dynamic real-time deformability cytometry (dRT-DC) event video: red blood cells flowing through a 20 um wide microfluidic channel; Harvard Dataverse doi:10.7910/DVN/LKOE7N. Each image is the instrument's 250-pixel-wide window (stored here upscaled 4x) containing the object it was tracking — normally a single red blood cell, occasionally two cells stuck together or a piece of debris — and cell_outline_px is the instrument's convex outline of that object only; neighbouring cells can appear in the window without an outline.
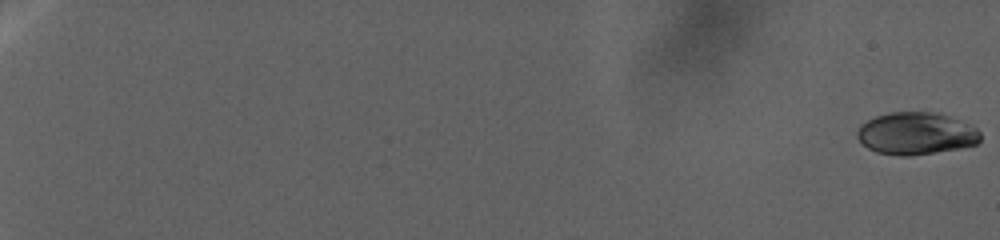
{"species": "human", "species_latin": "Homo sapiens", "temperature_condition": "warm", "stored_images_in_passage": 110, "camera_frame_rate_fps": 3000, "um_per_image_px": 0.085, "donor": {"sex": "female"}, "frame": {"image": 1, "passage_image": 1, "time_ms": 0.0, "image_size_px": [1000, 240], "cell_outline_px": [[980, 140], [976, 144], [960, 148], [908, 156], [900, 156], [876, 152], [868, 148], [856, 136], [856, 132], [860, 124], [876, 116], [892, 112], [936, 112], [972, 124], [980, 132]], "centroid_in_image_um": [77.87, 11.34], "position_along_channel_um": 7.1, "area_um2": 30.35}}
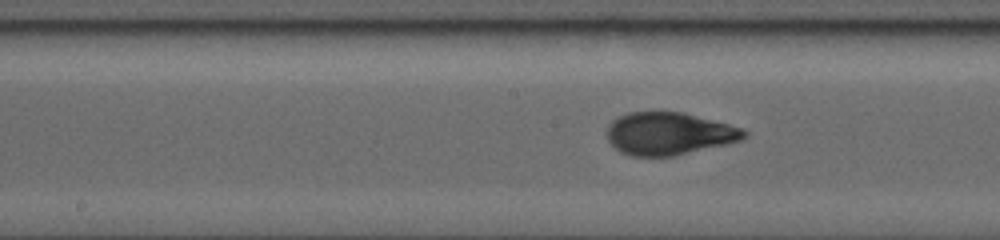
{"frame": {"image": 2, "passage_image": 63, "time_ms": 37.667, "image_size_px": [1000, 240], "cell_outline_px": [[748, 136], [740, 140], [728, 144], [672, 156], [628, 156], [620, 152], [608, 140], [608, 124], [612, 120], [628, 112], [680, 112], [744, 128], [748, 132]], "centroid_in_image_um": [56.87, 11.37], "position_along_channel_um": 191.3, "area_um2": 33.87}}
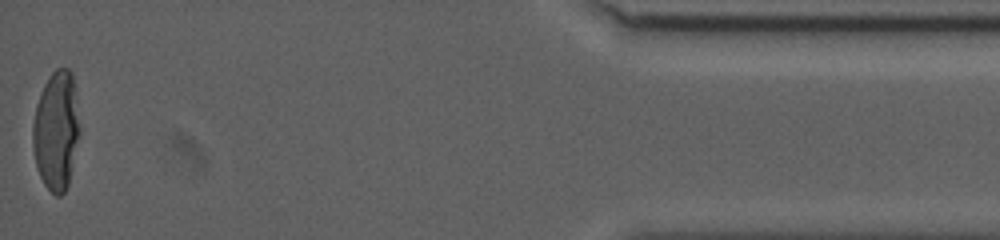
{"frame": {"image": 3, "passage_image": 110, "time_ms": 61.667, "image_size_px": [1000, 240], "cell_outline_px": [[80, 132], [68, 184], [64, 192], [60, 196], [56, 196], [44, 184], [40, 176], [36, 164], [32, 144], [32, 124], [36, 104], [40, 92], [44, 84], [52, 72], [56, 68], [68, 68], [72, 72], [76, 96], [80, 128]], "centroid_in_image_um": [4.77, 11.07], "position_along_channel_um": 430.4, "area_um2": 32.66}}